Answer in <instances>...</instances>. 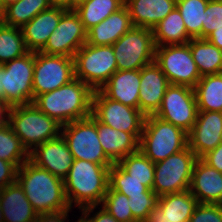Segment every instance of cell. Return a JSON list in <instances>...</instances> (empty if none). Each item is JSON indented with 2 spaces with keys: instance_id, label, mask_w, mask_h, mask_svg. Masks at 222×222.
Segmentation results:
<instances>
[{
  "instance_id": "6da1fadb",
  "label": "cell",
  "mask_w": 222,
  "mask_h": 222,
  "mask_svg": "<svg viewBox=\"0 0 222 222\" xmlns=\"http://www.w3.org/2000/svg\"><path fill=\"white\" fill-rule=\"evenodd\" d=\"M16 181L38 214L71 209L65 194L64 180L30 160L18 168Z\"/></svg>"
},
{
  "instance_id": "7a4b0ae2",
  "label": "cell",
  "mask_w": 222,
  "mask_h": 222,
  "mask_svg": "<svg viewBox=\"0 0 222 222\" xmlns=\"http://www.w3.org/2000/svg\"><path fill=\"white\" fill-rule=\"evenodd\" d=\"M93 92L75 78L58 89L36 96L32 103L63 126L91 115Z\"/></svg>"
},
{
  "instance_id": "3957f363",
  "label": "cell",
  "mask_w": 222,
  "mask_h": 222,
  "mask_svg": "<svg viewBox=\"0 0 222 222\" xmlns=\"http://www.w3.org/2000/svg\"><path fill=\"white\" fill-rule=\"evenodd\" d=\"M110 167L74 159L64 179L65 194L70 207L73 202L79 205V209L101 204L109 186Z\"/></svg>"
},
{
  "instance_id": "277c9868",
  "label": "cell",
  "mask_w": 222,
  "mask_h": 222,
  "mask_svg": "<svg viewBox=\"0 0 222 222\" xmlns=\"http://www.w3.org/2000/svg\"><path fill=\"white\" fill-rule=\"evenodd\" d=\"M8 124L28 152L31 148L59 136L62 125L39 110L33 103L10 107ZM30 148V149H29ZM30 150V151H29Z\"/></svg>"
},
{
  "instance_id": "5b68a950",
  "label": "cell",
  "mask_w": 222,
  "mask_h": 222,
  "mask_svg": "<svg viewBox=\"0 0 222 222\" xmlns=\"http://www.w3.org/2000/svg\"><path fill=\"white\" fill-rule=\"evenodd\" d=\"M188 146V133L155 115L145 118L139 150L153 163L165 160Z\"/></svg>"
},
{
  "instance_id": "8992f818",
  "label": "cell",
  "mask_w": 222,
  "mask_h": 222,
  "mask_svg": "<svg viewBox=\"0 0 222 222\" xmlns=\"http://www.w3.org/2000/svg\"><path fill=\"white\" fill-rule=\"evenodd\" d=\"M35 52L2 64L0 99L9 107L27 105L33 102V72Z\"/></svg>"
},
{
  "instance_id": "52a82bcc",
  "label": "cell",
  "mask_w": 222,
  "mask_h": 222,
  "mask_svg": "<svg viewBox=\"0 0 222 222\" xmlns=\"http://www.w3.org/2000/svg\"><path fill=\"white\" fill-rule=\"evenodd\" d=\"M73 59L75 78L86 83L93 91L101 89L118 70L112 45L85 43Z\"/></svg>"
},
{
  "instance_id": "ba28073f",
  "label": "cell",
  "mask_w": 222,
  "mask_h": 222,
  "mask_svg": "<svg viewBox=\"0 0 222 222\" xmlns=\"http://www.w3.org/2000/svg\"><path fill=\"white\" fill-rule=\"evenodd\" d=\"M196 154L187 146L165 160L154 163V183L156 195L180 193L189 190Z\"/></svg>"
},
{
  "instance_id": "9c48e42d",
  "label": "cell",
  "mask_w": 222,
  "mask_h": 222,
  "mask_svg": "<svg viewBox=\"0 0 222 222\" xmlns=\"http://www.w3.org/2000/svg\"><path fill=\"white\" fill-rule=\"evenodd\" d=\"M118 70H140L155 61L152 29L133 26L113 45Z\"/></svg>"
},
{
  "instance_id": "30bf717a",
  "label": "cell",
  "mask_w": 222,
  "mask_h": 222,
  "mask_svg": "<svg viewBox=\"0 0 222 222\" xmlns=\"http://www.w3.org/2000/svg\"><path fill=\"white\" fill-rule=\"evenodd\" d=\"M62 128L61 135L66 140L73 159L91 161L103 166L113 165L102 149L96 118L92 114L87 118L65 124Z\"/></svg>"
},
{
  "instance_id": "8fae6325",
  "label": "cell",
  "mask_w": 222,
  "mask_h": 222,
  "mask_svg": "<svg viewBox=\"0 0 222 222\" xmlns=\"http://www.w3.org/2000/svg\"><path fill=\"white\" fill-rule=\"evenodd\" d=\"M155 62L171 85L187 86L194 89L202 77L188 43L156 46Z\"/></svg>"
},
{
  "instance_id": "7c38bea8",
  "label": "cell",
  "mask_w": 222,
  "mask_h": 222,
  "mask_svg": "<svg viewBox=\"0 0 222 222\" xmlns=\"http://www.w3.org/2000/svg\"><path fill=\"white\" fill-rule=\"evenodd\" d=\"M91 114L101 123L128 133L139 140L146 116L139 110L107 98L100 90L92 96Z\"/></svg>"
},
{
  "instance_id": "4fadbf2b",
  "label": "cell",
  "mask_w": 222,
  "mask_h": 222,
  "mask_svg": "<svg viewBox=\"0 0 222 222\" xmlns=\"http://www.w3.org/2000/svg\"><path fill=\"white\" fill-rule=\"evenodd\" d=\"M75 79L74 59L61 55L35 52L33 100Z\"/></svg>"
},
{
  "instance_id": "5bb4252c",
  "label": "cell",
  "mask_w": 222,
  "mask_h": 222,
  "mask_svg": "<svg viewBox=\"0 0 222 222\" xmlns=\"http://www.w3.org/2000/svg\"><path fill=\"white\" fill-rule=\"evenodd\" d=\"M154 115L189 133L198 115L194 89L170 84L166 88L160 108Z\"/></svg>"
},
{
  "instance_id": "9a60e30c",
  "label": "cell",
  "mask_w": 222,
  "mask_h": 222,
  "mask_svg": "<svg viewBox=\"0 0 222 222\" xmlns=\"http://www.w3.org/2000/svg\"><path fill=\"white\" fill-rule=\"evenodd\" d=\"M87 40V31L75 10L68 9L49 36L45 47L40 51L49 55H61L73 58Z\"/></svg>"
},
{
  "instance_id": "2e32d148",
  "label": "cell",
  "mask_w": 222,
  "mask_h": 222,
  "mask_svg": "<svg viewBox=\"0 0 222 222\" xmlns=\"http://www.w3.org/2000/svg\"><path fill=\"white\" fill-rule=\"evenodd\" d=\"M29 160L64 180L74 159L66 140L62 135H59L33 148L29 152Z\"/></svg>"
},
{
  "instance_id": "e0dca14e",
  "label": "cell",
  "mask_w": 222,
  "mask_h": 222,
  "mask_svg": "<svg viewBox=\"0 0 222 222\" xmlns=\"http://www.w3.org/2000/svg\"><path fill=\"white\" fill-rule=\"evenodd\" d=\"M222 142V112L198 111L196 122L188 133V147L201 158Z\"/></svg>"
},
{
  "instance_id": "ac0fdd59",
  "label": "cell",
  "mask_w": 222,
  "mask_h": 222,
  "mask_svg": "<svg viewBox=\"0 0 222 222\" xmlns=\"http://www.w3.org/2000/svg\"><path fill=\"white\" fill-rule=\"evenodd\" d=\"M169 82L159 65L153 61L140 69L139 110L154 115L160 108Z\"/></svg>"
},
{
  "instance_id": "d6986e66",
  "label": "cell",
  "mask_w": 222,
  "mask_h": 222,
  "mask_svg": "<svg viewBox=\"0 0 222 222\" xmlns=\"http://www.w3.org/2000/svg\"><path fill=\"white\" fill-rule=\"evenodd\" d=\"M189 191L198 203L222 205V173L198 158L193 167Z\"/></svg>"
},
{
  "instance_id": "ffe728a7",
  "label": "cell",
  "mask_w": 222,
  "mask_h": 222,
  "mask_svg": "<svg viewBox=\"0 0 222 222\" xmlns=\"http://www.w3.org/2000/svg\"><path fill=\"white\" fill-rule=\"evenodd\" d=\"M67 10L63 7L52 6L50 9L38 13L21 28L28 51L38 52L45 47L49 36L54 32L61 16Z\"/></svg>"
},
{
  "instance_id": "44dd1931",
  "label": "cell",
  "mask_w": 222,
  "mask_h": 222,
  "mask_svg": "<svg viewBox=\"0 0 222 222\" xmlns=\"http://www.w3.org/2000/svg\"><path fill=\"white\" fill-rule=\"evenodd\" d=\"M140 70H117L99 89L107 98L139 109Z\"/></svg>"
},
{
  "instance_id": "7402d4cb",
  "label": "cell",
  "mask_w": 222,
  "mask_h": 222,
  "mask_svg": "<svg viewBox=\"0 0 222 222\" xmlns=\"http://www.w3.org/2000/svg\"><path fill=\"white\" fill-rule=\"evenodd\" d=\"M96 125L102 149L113 164L139 151L140 140L133 133L116 130L97 119Z\"/></svg>"
},
{
  "instance_id": "603a6c76",
  "label": "cell",
  "mask_w": 222,
  "mask_h": 222,
  "mask_svg": "<svg viewBox=\"0 0 222 222\" xmlns=\"http://www.w3.org/2000/svg\"><path fill=\"white\" fill-rule=\"evenodd\" d=\"M133 27L130 14L124 5L105 20L87 31L86 43L103 46L113 45Z\"/></svg>"
},
{
  "instance_id": "cb8c5ba5",
  "label": "cell",
  "mask_w": 222,
  "mask_h": 222,
  "mask_svg": "<svg viewBox=\"0 0 222 222\" xmlns=\"http://www.w3.org/2000/svg\"><path fill=\"white\" fill-rule=\"evenodd\" d=\"M0 204L5 222H34L38 215L17 181L0 189Z\"/></svg>"
},
{
  "instance_id": "d4e9b609",
  "label": "cell",
  "mask_w": 222,
  "mask_h": 222,
  "mask_svg": "<svg viewBox=\"0 0 222 222\" xmlns=\"http://www.w3.org/2000/svg\"><path fill=\"white\" fill-rule=\"evenodd\" d=\"M177 0H125L133 26L152 29L175 7Z\"/></svg>"
},
{
  "instance_id": "484cf974",
  "label": "cell",
  "mask_w": 222,
  "mask_h": 222,
  "mask_svg": "<svg viewBox=\"0 0 222 222\" xmlns=\"http://www.w3.org/2000/svg\"><path fill=\"white\" fill-rule=\"evenodd\" d=\"M152 33L155 46L185 44L192 39L177 7L152 28Z\"/></svg>"
},
{
  "instance_id": "4316f807",
  "label": "cell",
  "mask_w": 222,
  "mask_h": 222,
  "mask_svg": "<svg viewBox=\"0 0 222 222\" xmlns=\"http://www.w3.org/2000/svg\"><path fill=\"white\" fill-rule=\"evenodd\" d=\"M188 44L201 76L222 73V50L206 38H192Z\"/></svg>"
},
{
  "instance_id": "83f0119b",
  "label": "cell",
  "mask_w": 222,
  "mask_h": 222,
  "mask_svg": "<svg viewBox=\"0 0 222 222\" xmlns=\"http://www.w3.org/2000/svg\"><path fill=\"white\" fill-rule=\"evenodd\" d=\"M194 91L198 111L222 112V73L202 76Z\"/></svg>"
},
{
  "instance_id": "f1b7e54d",
  "label": "cell",
  "mask_w": 222,
  "mask_h": 222,
  "mask_svg": "<svg viewBox=\"0 0 222 222\" xmlns=\"http://www.w3.org/2000/svg\"><path fill=\"white\" fill-rule=\"evenodd\" d=\"M198 204L197 199L189 190L165 194L157 199V205L170 221H189Z\"/></svg>"
},
{
  "instance_id": "f546056e",
  "label": "cell",
  "mask_w": 222,
  "mask_h": 222,
  "mask_svg": "<svg viewBox=\"0 0 222 222\" xmlns=\"http://www.w3.org/2000/svg\"><path fill=\"white\" fill-rule=\"evenodd\" d=\"M51 7L49 0H19L4 9L0 21L7 26L22 28L38 13Z\"/></svg>"
},
{
  "instance_id": "4dcf8cb0",
  "label": "cell",
  "mask_w": 222,
  "mask_h": 222,
  "mask_svg": "<svg viewBox=\"0 0 222 222\" xmlns=\"http://www.w3.org/2000/svg\"><path fill=\"white\" fill-rule=\"evenodd\" d=\"M125 5V0H90L74 10L88 31Z\"/></svg>"
},
{
  "instance_id": "1f68e13d",
  "label": "cell",
  "mask_w": 222,
  "mask_h": 222,
  "mask_svg": "<svg viewBox=\"0 0 222 222\" xmlns=\"http://www.w3.org/2000/svg\"><path fill=\"white\" fill-rule=\"evenodd\" d=\"M109 187L126 197L136 195H156V193L147 186L127 173L118 163L109 168Z\"/></svg>"
},
{
  "instance_id": "d6a6232c",
  "label": "cell",
  "mask_w": 222,
  "mask_h": 222,
  "mask_svg": "<svg viewBox=\"0 0 222 222\" xmlns=\"http://www.w3.org/2000/svg\"><path fill=\"white\" fill-rule=\"evenodd\" d=\"M209 0H177L176 7L191 38H202V22Z\"/></svg>"
},
{
  "instance_id": "836d02e7",
  "label": "cell",
  "mask_w": 222,
  "mask_h": 222,
  "mask_svg": "<svg viewBox=\"0 0 222 222\" xmlns=\"http://www.w3.org/2000/svg\"><path fill=\"white\" fill-rule=\"evenodd\" d=\"M17 27L7 26L0 21V64L12 61L25 55L26 48L22 30Z\"/></svg>"
},
{
  "instance_id": "e575fe53",
  "label": "cell",
  "mask_w": 222,
  "mask_h": 222,
  "mask_svg": "<svg viewBox=\"0 0 222 222\" xmlns=\"http://www.w3.org/2000/svg\"><path fill=\"white\" fill-rule=\"evenodd\" d=\"M0 159L12 162L18 168L29 160V152L8 123L0 126Z\"/></svg>"
},
{
  "instance_id": "d590c367",
  "label": "cell",
  "mask_w": 222,
  "mask_h": 222,
  "mask_svg": "<svg viewBox=\"0 0 222 222\" xmlns=\"http://www.w3.org/2000/svg\"><path fill=\"white\" fill-rule=\"evenodd\" d=\"M118 164L129 173L132 178L141 181L142 184L152 190L155 165L140 150L122 158Z\"/></svg>"
},
{
  "instance_id": "8d00e7d4",
  "label": "cell",
  "mask_w": 222,
  "mask_h": 222,
  "mask_svg": "<svg viewBox=\"0 0 222 222\" xmlns=\"http://www.w3.org/2000/svg\"><path fill=\"white\" fill-rule=\"evenodd\" d=\"M104 208L118 222H137L130 209L129 198L125 195L112 190L109 186L103 198Z\"/></svg>"
},
{
  "instance_id": "74e56055",
  "label": "cell",
  "mask_w": 222,
  "mask_h": 222,
  "mask_svg": "<svg viewBox=\"0 0 222 222\" xmlns=\"http://www.w3.org/2000/svg\"><path fill=\"white\" fill-rule=\"evenodd\" d=\"M222 28V1L209 0L202 22V38H206L215 29Z\"/></svg>"
},
{
  "instance_id": "f35d334b",
  "label": "cell",
  "mask_w": 222,
  "mask_h": 222,
  "mask_svg": "<svg viewBox=\"0 0 222 222\" xmlns=\"http://www.w3.org/2000/svg\"><path fill=\"white\" fill-rule=\"evenodd\" d=\"M157 195H136L129 197V206L137 222H144L150 211L157 205Z\"/></svg>"
},
{
  "instance_id": "ab89813d",
  "label": "cell",
  "mask_w": 222,
  "mask_h": 222,
  "mask_svg": "<svg viewBox=\"0 0 222 222\" xmlns=\"http://www.w3.org/2000/svg\"><path fill=\"white\" fill-rule=\"evenodd\" d=\"M188 222H222V205L199 203Z\"/></svg>"
},
{
  "instance_id": "60d3db41",
  "label": "cell",
  "mask_w": 222,
  "mask_h": 222,
  "mask_svg": "<svg viewBox=\"0 0 222 222\" xmlns=\"http://www.w3.org/2000/svg\"><path fill=\"white\" fill-rule=\"evenodd\" d=\"M17 171L14 163L0 159V189L16 182Z\"/></svg>"
},
{
  "instance_id": "b9f144b4",
  "label": "cell",
  "mask_w": 222,
  "mask_h": 222,
  "mask_svg": "<svg viewBox=\"0 0 222 222\" xmlns=\"http://www.w3.org/2000/svg\"><path fill=\"white\" fill-rule=\"evenodd\" d=\"M203 162L222 173V142L200 158Z\"/></svg>"
},
{
  "instance_id": "7bdbcfd3",
  "label": "cell",
  "mask_w": 222,
  "mask_h": 222,
  "mask_svg": "<svg viewBox=\"0 0 222 222\" xmlns=\"http://www.w3.org/2000/svg\"><path fill=\"white\" fill-rule=\"evenodd\" d=\"M68 212L69 210L40 213L36 216L34 222H64Z\"/></svg>"
},
{
  "instance_id": "ee69618b",
  "label": "cell",
  "mask_w": 222,
  "mask_h": 222,
  "mask_svg": "<svg viewBox=\"0 0 222 222\" xmlns=\"http://www.w3.org/2000/svg\"><path fill=\"white\" fill-rule=\"evenodd\" d=\"M144 222H188V221H170L162 209L156 205L148 214Z\"/></svg>"
},
{
  "instance_id": "f6af8a7d",
  "label": "cell",
  "mask_w": 222,
  "mask_h": 222,
  "mask_svg": "<svg viewBox=\"0 0 222 222\" xmlns=\"http://www.w3.org/2000/svg\"><path fill=\"white\" fill-rule=\"evenodd\" d=\"M90 222H118L104 208L100 210L94 217L88 219Z\"/></svg>"
},
{
  "instance_id": "bcb514c9",
  "label": "cell",
  "mask_w": 222,
  "mask_h": 222,
  "mask_svg": "<svg viewBox=\"0 0 222 222\" xmlns=\"http://www.w3.org/2000/svg\"><path fill=\"white\" fill-rule=\"evenodd\" d=\"M206 39L222 50V28L212 31Z\"/></svg>"
},
{
  "instance_id": "7dc6e473",
  "label": "cell",
  "mask_w": 222,
  "mask_h": 222,
  "mask_svg": "<svg viewBox=\"0 0 222 222\" xmlns=\"http://www.w3.org/2000/svg\"><path fill=\"white\" fill-rule=\"evenodd\" d=\"M54 7H63L66 9H75V0H49Z\"/></svg>"
},
{
  "instance_id": "c3c4849f",
  "label": "cell",
  "mask_w": 222,
  "mask_h": 222,
  "mask_svg": "<svg viewBox=\"0 0 222 222\" xmlns=\"http://www.w3.org/2000/svg\"><path fill=\"white\" fill-rule=\"evenodd\" d=\"M10 110V107L3 101L0 99V126L8 123V120L4 119L5 116V112L8 114Z\"/></svg>"
},
{
  "instance_id": "681fc988",
  "label": "cell",
  "mask_w": 222,
  "mask_h": 222,
  "mask_svg": "<svg viewBox=\"0 0 222 222\" xmlns=\"http://www.w3.org/2000/svg\"><path fill=\"white\" fill-rule=\"evenodd\" d=\"M94 208H96V206H88V207L81 209L83 211L82 213L84 214V216H83L84 218L81 217L78 220V222H90L87 217H89L88 216V215H90L89 212L93 211Z\"/></svg>"
},
{
  "instance_id": "f907efd6",
  "label": "cell",
  "mask_w": 222,
  "mask_h": 222,
  "mask_svg": "<svg viewBox=\"0 0 222 222\" xmlns=\"http://www.w3.org/2000/svg\"><path fill=\"white\" fill-rule=\"evenodd\" d=\"M0 1H1L2 8L5 9L9 5L16 3L19 0H0Z\"/></svg>"
},
{
  "instance_id": "816d5d0a",
  "label": "cell",
  "mask_w": 222,
  "mask_h": 222,
  "mask_svg": "<svg viewBox=\"0 0 222 222\" xmlns=\"http://www.w3.org/2000/svg\"><path fill=\"white\" fill-rule=\"evenodd\" d=\"M87 1H90V0H75V8H76L77 6H79V5L87 2Z\"/></svg>"
},
{
  "instance_id": "f5cc1de1",
  "label": "cell",
  "mask_w": 222,
  "mask_h": 222,
  "mask_svg": "<svg viewBox=\"0 0 222 222\" xmlns=\"http://www.w3.org/2000/svg\"><path fill=\"white\" fill-rule=\"evenodd\" d=\"M0 222H5L4 217H3V213H2V210H1V204H0Z\"/></svg>"
},
{
  "instance_id": "db71d44e",
  "label": "cell",
  "mask_w": 222,
  "mask_h": 222,
  "mask_svg": "<svg viewBox=\"0 0 222 222\" xmlns=\"http://www.w3.org/2000/svg\"><path fill=\"white\" fill-rule=\"evenodd\" d=\"M3 12H4V9L2 8L1 1H0V20L3 16Z\"/></svg>"
},
{
  "instance_id": "11a10c76",
  "label": "cell",
  "mask_w": 222,
  "mask_h": 222,
  "mask_svg": "<svg viewBox=\"0 0 222 222\" xmlns=\"http://www.w3.org/2000/svg\"><path fill=\"white\" fill-rule=\"evenodd\" d=\"M1 67H2V64H0V81H1Z\"/></svg>"
}]
</instances>
